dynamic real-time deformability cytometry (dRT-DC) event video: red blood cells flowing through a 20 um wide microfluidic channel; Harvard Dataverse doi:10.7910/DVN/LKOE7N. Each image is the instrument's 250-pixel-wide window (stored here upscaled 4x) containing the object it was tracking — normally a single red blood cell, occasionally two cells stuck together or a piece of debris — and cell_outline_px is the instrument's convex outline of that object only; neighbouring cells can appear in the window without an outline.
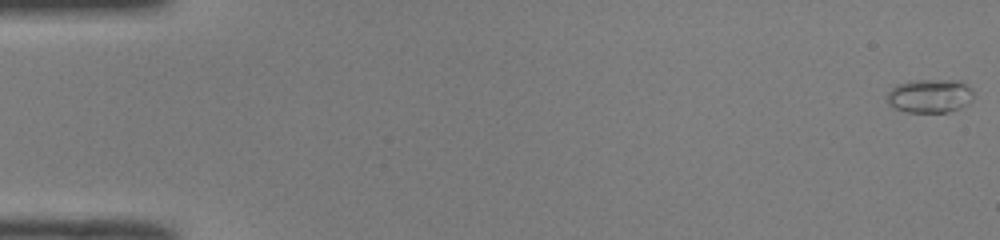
{"species": "common noctule bat (a hibernating species)", "species_latin": "Nyctalus noctula", "temperature_condition": "room temperature", "stored_images_in_passage": 16, "camera_frame_rate_fps": 3000, "um_per_image_px": 0.085, "animal": {"sex": "male", "body_mass_g": 19.0, "forearm_length_mm": 50.8}, "frame": {"image": 1, "passage_image": 1, "time_ms": 0.0, "image_size_px": [1000, 240], "cell_outline_px": [[972, 100], [968, 104], [960, 108], [948, 112], [904, 112], [888, 104], [888, 92], [896, 84], [912, 80], [960, 80], [972, 88]], "centroid_in_image_um": [79.05, 8.15], "position_along_channel_um": 5.9, "area_um2": 17.11}}